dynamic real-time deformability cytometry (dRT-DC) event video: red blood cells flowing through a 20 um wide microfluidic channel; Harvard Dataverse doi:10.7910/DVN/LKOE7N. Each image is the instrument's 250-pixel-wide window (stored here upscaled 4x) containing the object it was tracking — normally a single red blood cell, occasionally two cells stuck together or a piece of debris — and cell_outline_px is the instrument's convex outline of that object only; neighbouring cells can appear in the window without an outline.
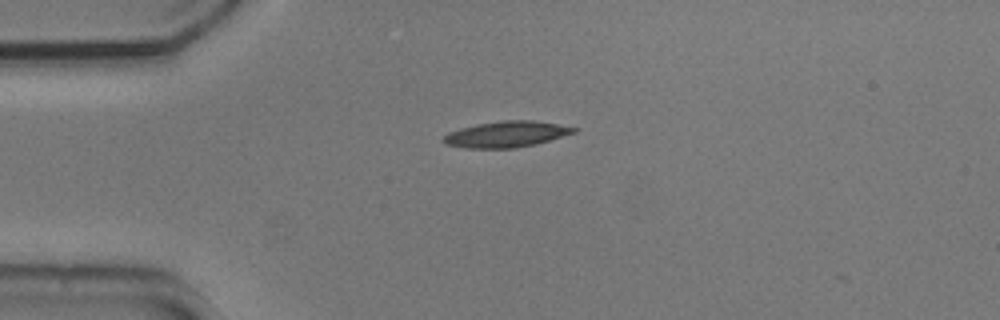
{"species": "common noctule bat (a hibernating species)", "species_latin": "Nyctalus noctula", "temperature_condition": "cold", "stored_images_in_passage": 38, "camera_frame_rate_fps": 3000, "um_per_image_px": 0.085, "animal": {"sex": "male", "body_mass_g": 20.5, "forearm_length_mm": 52.5}, "frame": {"image": 1, "passage_image": 1, "time_ms": 0.0, "image_size_px": [1000, 320], "cell_outline_px": [[580, 128], [576, 132], [536, 144], [516, 148], [464, 148], [444, 144], [440, 140], [448, 132], [460, 128], [476, 124], [504, 120], [532, 120]], "centroid_in_image_um": [43.0, 11.41], "position_along_channel_um": 42.0, "area_um2": 19.88}}
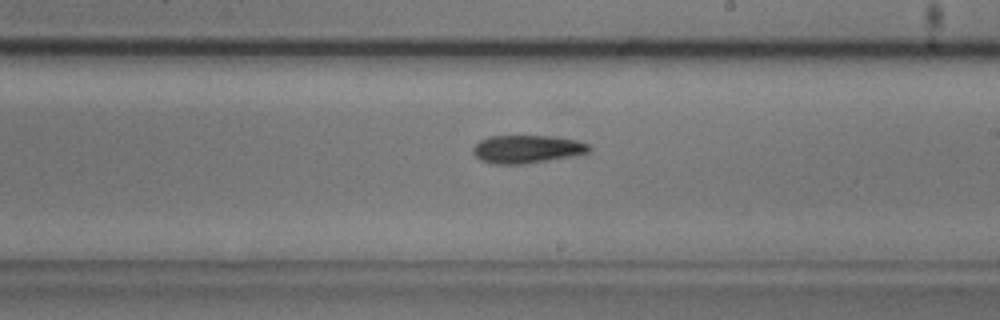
{"frame": {"image": 2, "passage_image": 19, "time_ms": 6.0, "image_size_px": [1000, 320], "cell_outline_px": [[592, 148], [588, 152], [548, 160], [524, 164], [492, 164], [480, 160], [472, 152], [472, 148], [480, 140], [488, 136], [548, 136], [576, 140], [588, 144]], "centroid_in_image_um": [44.73, 12.67], "position_along_channel_um": 244.3, "area_um2": 18.79}}
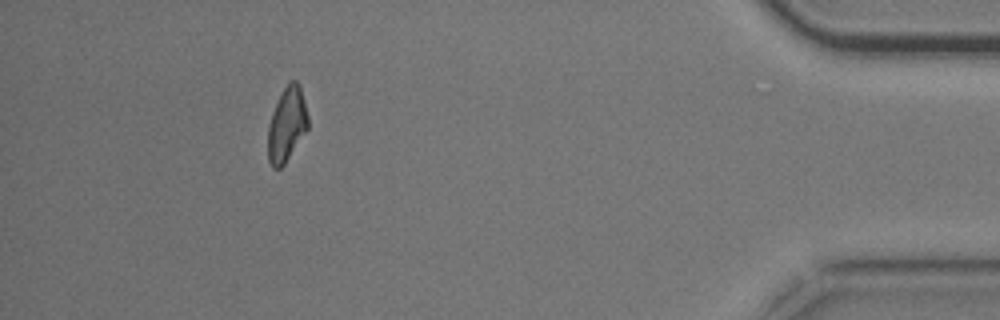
{"frame": {"image": 3, "passage_image": 37, "time_ms": 12.0, "image_size_px": [1000, 320], "cell_outline_px": [[308, 128], [284, 164], [280, 168], [272, 168], [268, 160], [268, 128], [272, 112], [288, 80], [296, 80], [300, 84], [308, 116]], "centroid_in_image_um": [24.38, 10.56], "position_along_channel_um": 410.8, "area_um2": 17.22}}